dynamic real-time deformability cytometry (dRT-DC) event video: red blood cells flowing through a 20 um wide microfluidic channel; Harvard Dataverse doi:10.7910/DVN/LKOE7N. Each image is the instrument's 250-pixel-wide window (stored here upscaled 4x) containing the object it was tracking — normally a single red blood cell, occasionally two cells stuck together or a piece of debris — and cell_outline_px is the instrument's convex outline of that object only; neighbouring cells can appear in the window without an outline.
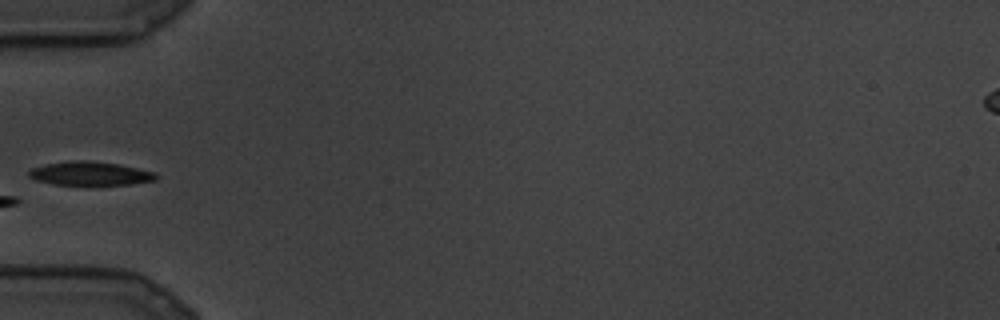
{"species": "common noctule bat (a hibernating species)", "species_latin": "Nyctalus noctula", "temperature_condition": "cold", "stored_images_in_passage": 8, "camera_frame_rate_fps": 3000, "um_per_image_px": 0.085, "animal": {"sex": "male", "body_mass_g": 19.5, "forearm_length_mm": 54.6}, "frame": {"image": 1, "passage_image": 8, "time_ms": 2.333, "image_size_px": [1000, 320], "cell_outline_px": [[160, 176], [156, 180], [132, 184], [52, 184], [36, 180], [28, 176], [28, 172], [32, 168], [44, 164], [68, 160], [84, 160], [120, 164], [156, 172]], "centroid_in_image_um": [7.68, 14.73], "position_along_channel_um": 77.3, "area_um2": 17.63}}